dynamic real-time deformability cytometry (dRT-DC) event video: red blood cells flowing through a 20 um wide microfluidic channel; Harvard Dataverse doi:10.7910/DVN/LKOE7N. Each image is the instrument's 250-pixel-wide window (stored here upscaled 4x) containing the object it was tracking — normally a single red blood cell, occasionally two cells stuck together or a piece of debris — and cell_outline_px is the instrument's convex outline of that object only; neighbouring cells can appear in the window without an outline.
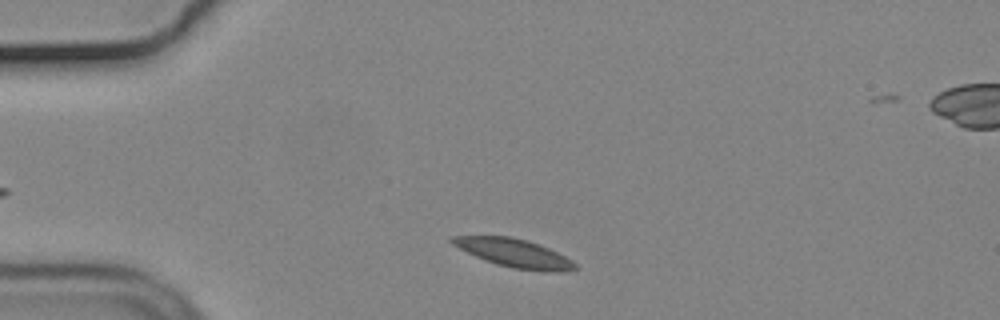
{"species": "common noctule bat (a hibernating species)", "species_latin": "Nyctalus noctula", "temperature_condition": "cold", "stored_images_in_passage": 41, "camera_frame_rate_fps": 3000, "um_per_image_px": 0.085, "animal": {"sex": "male", "body_mass_g": 19.2, "forearm_length_mm": 51.8}, "frame": {"image": 1, "passage_image": 4, "time_ms": 1.0, "image_size_px": [1000, 320], "cell_outline_px": [[580, 268], [560, 272], [556, 272], [512, 268], [496, 264], [476, 256], [452, 244], [448, 240], [452, 236], [508, 236], [528, 240], [540, 244], [572, 260]], "centroid_in_image_um": [43.72, 21.51], "position_along_channel_um": 41.3, "area_um2": 20.11}}
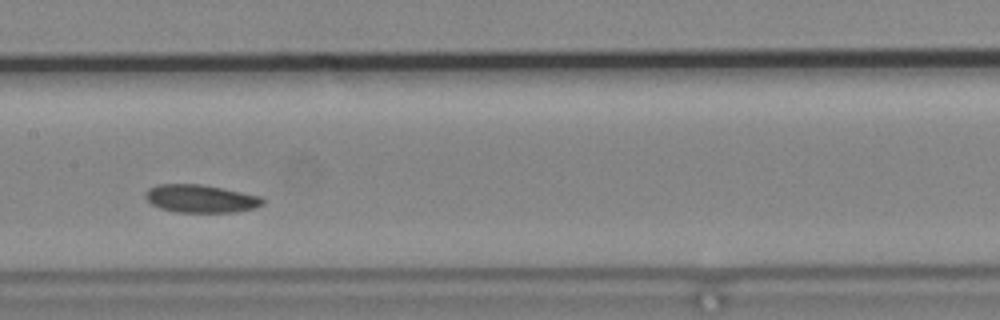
{"frame": {"image": 2, "passage_image": 19, "time_ms": 6.0, "image_size_px": [1000, 320], "cell_outline_px": [[264, 204], [256, 208], [236, 212], [176, 212], [160, 208], [152, 204], [144, 196], [148, 188], [156, 184], [200, 184], [260, 196], [264, 200]], "centroid_in_image_um": [17.05, 16.89], "position_along_channel_um": 190.4, "area_um2": 19.02}}
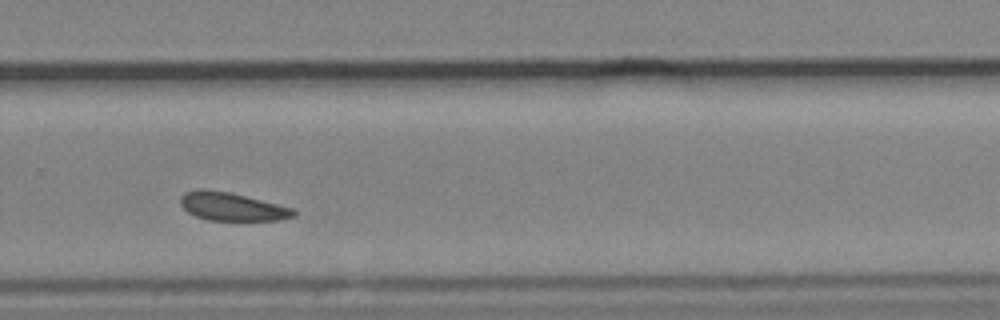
{"frame": {"image": 3, "passage_image": 29, "time_ms": 9.333, "image_size_px": [1000, 320], "cell_outline_px": [[296, 216], [280, 220], [208, 220], [196, 216], [188, 212], [180, 204], [180, 196], [184, 192], [200, 188], [204, 188], [228, 192], [292, 208], [296, 212]], "centroid_in_image_um": [19.67, 17.56], "position_along_channel_um": 310.1, "area_um2": 18.44}, "authors_computed_cell_mechanics": {"area_um2": 19.074, "velocity_mm_per_s": 3.6075, "shape_relaxation_time_tau1_ms": 2.3003, "shape_relaxation_time_tau2_ms": 6.1528, "deformation_change_tau1": 0.0549, "deformation_change_tau2": 0.1105}}